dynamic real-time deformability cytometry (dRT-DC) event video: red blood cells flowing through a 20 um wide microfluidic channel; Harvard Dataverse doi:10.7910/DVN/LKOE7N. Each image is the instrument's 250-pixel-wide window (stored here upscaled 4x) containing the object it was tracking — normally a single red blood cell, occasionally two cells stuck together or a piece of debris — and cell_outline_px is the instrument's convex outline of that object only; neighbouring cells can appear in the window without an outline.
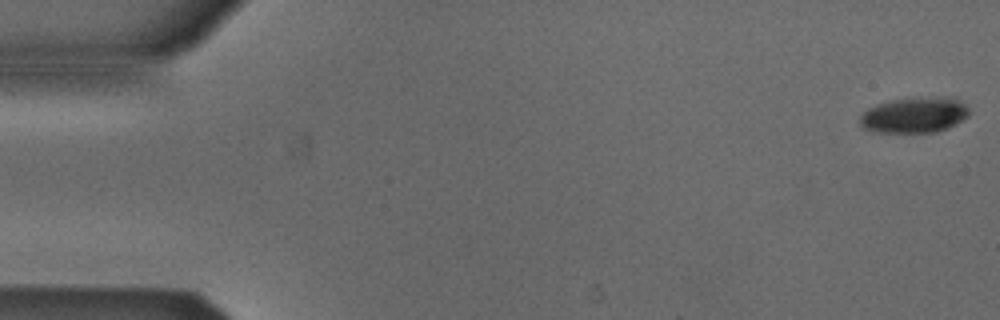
{"species": "Egyptian fruit bat (a non-hibernating species)", "species_latin": "Rousettus aegyptiacus", "temperature_condition": "cold", "stored_images_in_passage": 53, "camera_frame_rate_fps": 3000, "um_per_image_px": 0.085, "animal": {"sex": "male"}, "frame": {"image": 1, "passage_image": 1, "time_ms": 0.0, "image_size_px": [1000, 320], "cell_outline_px": [[972, 112], [968, 116], [956, 124], [948, 128], [936, 132], [872, 132], [864, 128], [860, 124], [860, 116], [868, 108], [880, 104], [896, 100], [948, 96], [952, 96], [964, 104]], "centroid_in_image_um": [77.77, 9.79], "position_along_channel_um": 7.2, "area_um2": 22.48}}
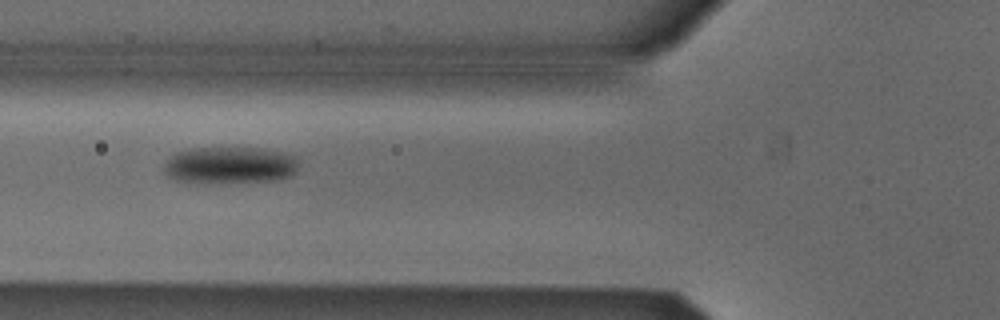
{"frame": {"image": 2, "passage_image": 20, "time_ms": 6.333, "image_size_px": [1000, 320], "cell_outline_px": [[296, 168], [288, 176], [272, 180], [172, 180], [164, 172], [164, 164], [176, 152], [192, 148], [256, 148], [280, 152], [296, 156]], "centroid_in_image_um": [19.5, 13.99], "position_along_channel_um": 106.3, "area_um2": 27.46}}
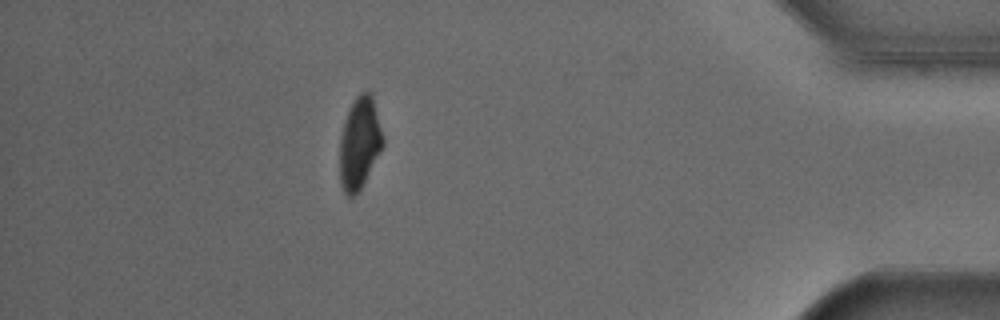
{"frame": {"image": 3, "passage_image": 47, "time_ms": 15.333, "image_size_px": [1000, 320], "cell_outline_px": [[384, 144], [360, 188], [352, 196], [348, 196], [344, 192], [340, 184], [340, 140], [344, 120], [348, 108], [356, 96], [360, 92], [372, 92], [384, 140]], "centroid_in_image_um": [30.55, 12.1], "position_along_channel_um": 404.6, "area_um2": 22.89}, "authors_computed_cell_mechanics": {"area_um2": 25.3164, "velocity_mm_per_s": 3.878, "shape_relaxation_time_tau1_ms": 2.1888, "shape_relaxation_time_tau2_ms": null, "deformation_change_tau1": 0.1083, "deformation_change_tau2": null}}